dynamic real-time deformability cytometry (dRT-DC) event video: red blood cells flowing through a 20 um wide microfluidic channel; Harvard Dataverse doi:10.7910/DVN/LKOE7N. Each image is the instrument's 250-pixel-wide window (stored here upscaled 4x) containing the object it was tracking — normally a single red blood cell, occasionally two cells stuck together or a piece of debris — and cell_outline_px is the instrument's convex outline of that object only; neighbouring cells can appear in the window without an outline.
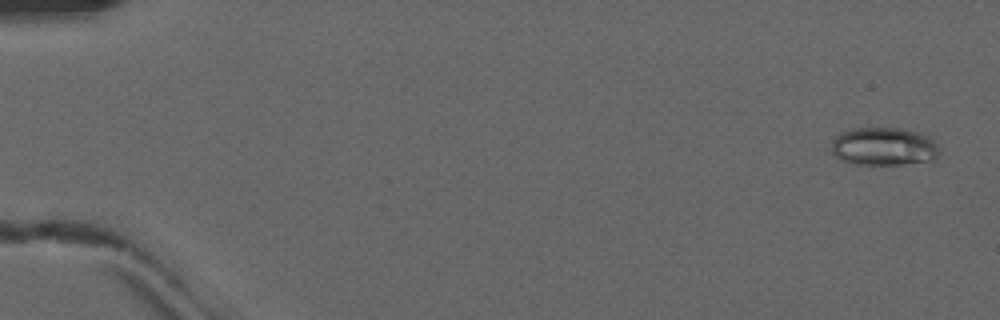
{"species": "common noctule bat (a hibernating species)", "species_latin": "Nyctalus noctula", "temperature_condition": "warm", "stored_images_in_passage": 9, "camera_frame_rate_fps": 3000, "um_per_image_px": 0.085, "animal": {"sex": "male", "forearm_length_mm": 52.5}, "frame": {"image": 1, "passage_image": 2, "time_ms": 0.333, "image_size_px": [1000, 320], "cell_outline_px": [[940, 152], [936, 160], [904, 164], [856, 164], [840, 160], [832, 152], [832, 140], [840, 132], [852, 128], [900, 128], [920, 132], [928, 136], [940, 148]], "centroid_in_image_um": [75.14, 12.45], "position_along_channel_um": 9.9, "area_um2": 24.22}}